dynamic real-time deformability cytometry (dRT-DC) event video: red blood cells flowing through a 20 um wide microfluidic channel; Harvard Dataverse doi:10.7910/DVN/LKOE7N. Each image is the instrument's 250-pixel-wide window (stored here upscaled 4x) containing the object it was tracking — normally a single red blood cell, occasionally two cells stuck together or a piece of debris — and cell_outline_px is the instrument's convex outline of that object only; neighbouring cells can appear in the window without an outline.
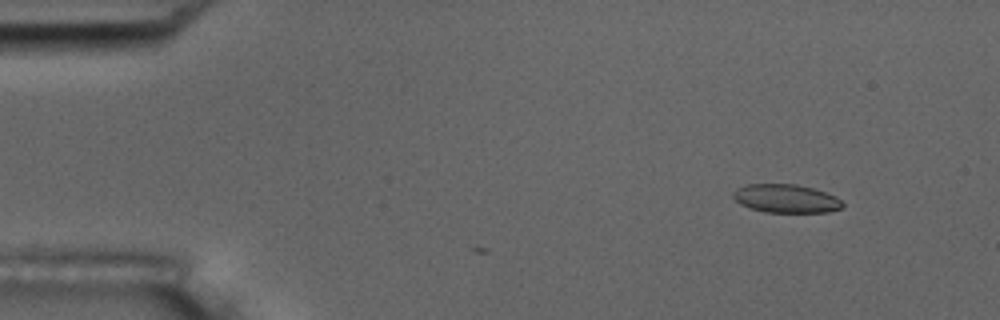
{"species": "common noctule bat (a hibernating species)", "species_latin": "Nyctalus noctula", "temperature_condition": "room temperature", "stored_images_in_passage": 4, "camera_frame_rate_fps": 3000, "um_per_image_px": 0.085, "animal": {"sex": "male", "body_mass_g": 17.5, "forearm_length_mm": 52.3}, "frame": {"image": 1, "passage_image": 2, "time_ms": 0.333, "image_size_px": [1000, 320], "cell_outline_px": [[844, 204], [840, 208], [828, 212], [764, 212], [740, 204], [732, 196], [732, 192], [736, 188], [744, 184], [796, 184], [812, 188], [836, 196]], "centroid_in_image_um": [66.77, 16.87], "position_along_channel_um": 18.2, "area_um2": 18.09}}